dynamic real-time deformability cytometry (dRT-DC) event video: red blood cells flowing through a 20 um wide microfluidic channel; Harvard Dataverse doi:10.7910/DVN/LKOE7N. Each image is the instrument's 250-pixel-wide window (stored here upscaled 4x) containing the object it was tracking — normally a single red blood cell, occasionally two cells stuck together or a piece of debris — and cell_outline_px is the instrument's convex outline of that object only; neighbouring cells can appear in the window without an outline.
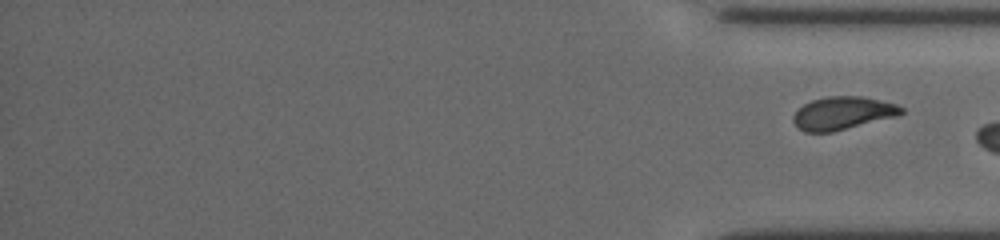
{"species": "common noctule bat (a hibernating species)", "species_latin": "Nyctalus noctula", "temperature_condition": "cold", "stored_images_in_passage": 18, "segment_of_instrument_passage": [2, 2], "camera_frame_rate_fps": 3000, "um_per_image_px": 0.085, "animal": {"sex": "female", "body_mass_g": 19.5, "forearm_length_mm": 54.1}, "frame": {"image": 1, "passage_image": 18, "time_ms": 16.667, "image_size_px": [1000, 240], "cell_outline_px": [[904, 112], [900, 116], [832, 132], [804, 132], [792, 120], [792, 116], [796, 108], [812, 100], [828, 96], [864, 96], [896, 104], [904, 108]], "centroid_in_image_um": [71.65, 9.61], "position_along_channel_um": 363.6, "area_um2": 21.04}}